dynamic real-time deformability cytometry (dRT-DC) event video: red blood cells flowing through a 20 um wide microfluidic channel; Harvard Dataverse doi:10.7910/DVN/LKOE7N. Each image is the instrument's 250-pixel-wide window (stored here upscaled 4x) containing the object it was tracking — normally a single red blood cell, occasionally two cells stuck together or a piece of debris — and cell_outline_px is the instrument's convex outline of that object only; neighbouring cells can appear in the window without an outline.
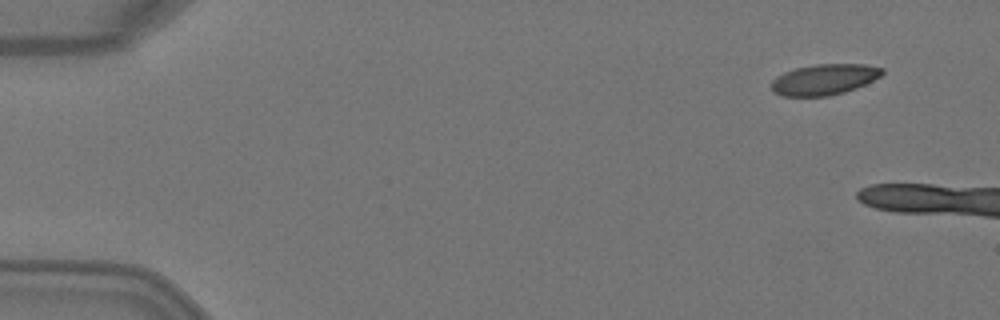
{"species": "Egyptian fruit bat (a non-hibernating species)", "species_latin": "Rousettus aegyptiacus", "temperature_condition": "warm", "stored_images_in_passage": 5, "camera_frame_rate_fps": 3000, "um_per_image_px": 0.085, "animal": {"sex": "female"}, "frame": {"image": 1, "passage_image": 1, "time_ms": 0.0, "image_size_px": [1000, 320], "cell_outline_px": [[884, 72], [880, 76], [856, 88], [844, 92], [828, 96], [784, 96], [772, 92], [772, 80], [776, 76], [784, 72], [796, 68], [816, 64], [864, 64], [884, 68]], "centroid_in_image_um": [70.05, 6.75], "position_along_channel_um": 15.0, "area_um2": 19.83}}
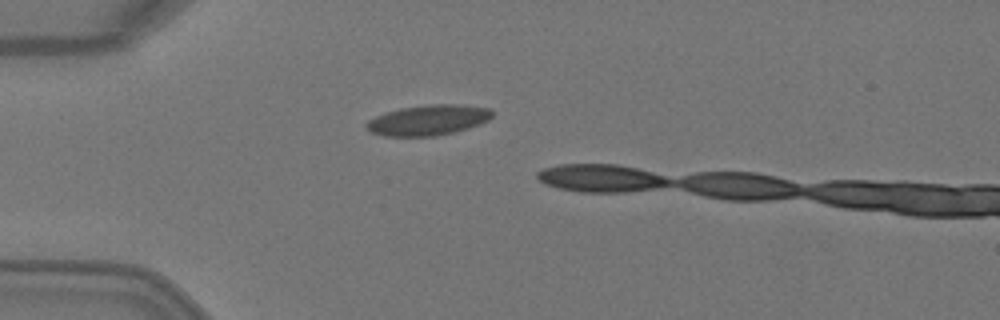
{"frame": {"image": 2, "passage_image": 4, "time_ms": 1.0, "image_size_px": [1000, 320], "cell_outline_px": [[492, 116], [488, 120], [480, 124], [468, 128], [436, 136], [384, 136], [372, 132], [364, 124], [368, 120], [376, 116], [400, 108], [432, 104], [460, 104], [492, 108]], "centroid_in_image_um": [36.42, 10.2], "position_along_channel_um": 48.6, "area_um2": 22.2}}